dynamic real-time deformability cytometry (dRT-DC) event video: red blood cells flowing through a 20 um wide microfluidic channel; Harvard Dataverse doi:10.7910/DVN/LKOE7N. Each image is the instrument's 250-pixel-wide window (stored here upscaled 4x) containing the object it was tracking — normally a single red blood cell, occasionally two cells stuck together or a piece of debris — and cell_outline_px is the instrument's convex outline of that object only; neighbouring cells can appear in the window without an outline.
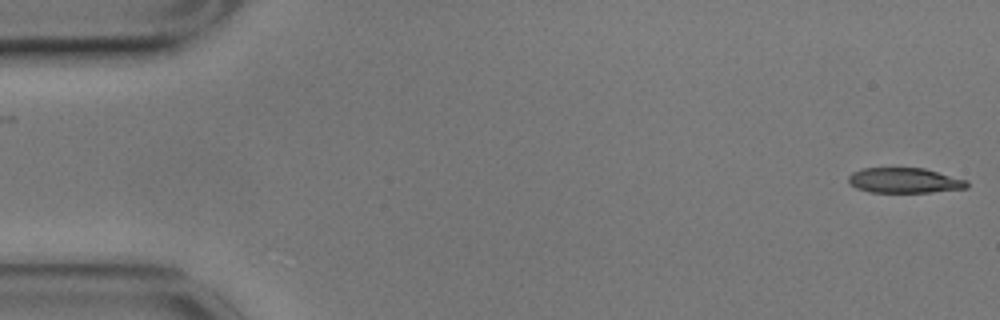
{"species": "common noctule bat (a hibernating species)", "species_latin": "Nyctalus noctula", "temperature_condition": "cold", "stored_images_in_passage": 56, "camera_frame_rate_fps": 3000, "um_per_image_px": 0.085, "animal": {"sex": "male", "body_mass_g": 17.9}, "frame": {"image": 1, "passage_image": 1, "time_ms": 0.0, "image_size_px": [1000, 320], "cell_outline_px": [[968, 188], [928, 192], [868, 192], [856, 188], [848, 184], [848, 176], [852, 172], [860, 168], [924, 168], [968, 180]], "centroid_in_image_um": [76.84, 15.33], "position_along_channel_um": 8.2, "area_um2": 17.51}}
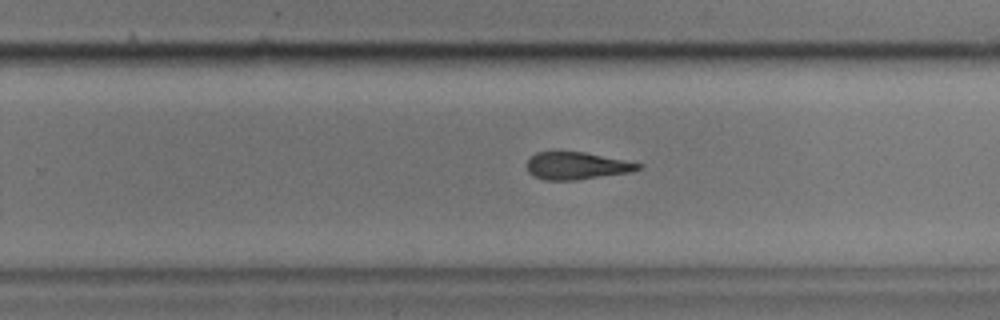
{"frame": {"image": 2, "passage_image": 35, "time_ms": 11.333, "image_size_px": [1000, 320], "cell_outline_px": [[644, 164], [640, 168], [632, 172], [576, 180], [544, 180], [532, 176], [528, 172], [528, 160], [536, 152], [552, 148], [584, 152]], "centroid_in_image_um": [48.96, 14.05], "position_along_channel_um": 280.8, "area_um2": 18.38}}
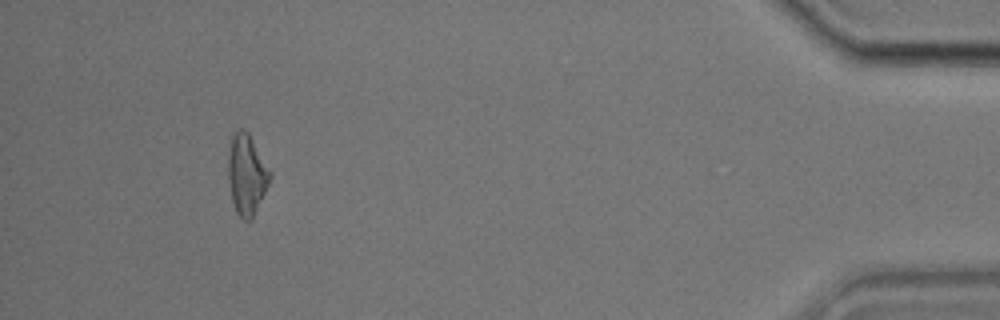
{"frame": {"image": 3, "passage_image": 52, "time_ms": 17.0, "image_size_px": [1000, 320], "cell_outline_px": [[272, 176], [252, 220], [244, 220], [236, 212], [232, 200], [228, 180], [228, 156], [232, 136], [240, 128], [244, 128], [248, 132], [272, 172]], "centroid_in_image_um": [20.98, 14.83], "position_along_channel_um": 414.2, "area_um2": 19.59}, "authors_computed_cell_mechanics": {"area_um2": 19.1896, "velocity_mm_per_s": 3.5211, "shape_relaxation_time_tau1_ms": 2.4178, "shape_relaxation_time_tau2_ms": 4.9853, "deformation_change_tau1": 0.1611, "deformation_change_tau2": 0.1756}}